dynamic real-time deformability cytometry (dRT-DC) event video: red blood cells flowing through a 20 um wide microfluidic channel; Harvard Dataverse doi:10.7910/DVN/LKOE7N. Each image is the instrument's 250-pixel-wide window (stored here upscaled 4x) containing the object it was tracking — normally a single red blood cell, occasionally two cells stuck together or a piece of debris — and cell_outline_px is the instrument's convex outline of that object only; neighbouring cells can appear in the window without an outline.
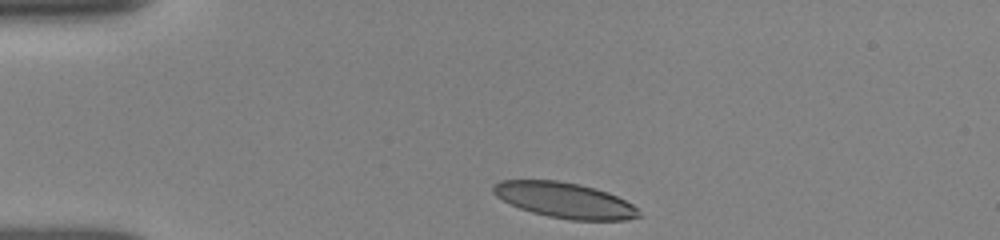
{"species": "human", "species_latin": "Homo sapiens", "temperature_condition": "room temperature", "stored_images_in_passage": 7, "camera_frame_rate_fps": 3000, "um_per_image_px": 0.085, "donor": {"sex": "female"}, "frame": {"image": 1, "passage_image": 1, "time_ms": 0.0, "image_size_px": [1000, 240], "cell_outline_px": [[640, 216], [628, 220], [568, 220], [548, 216], [532, 212], [520, 208], [496, 196], [492, 192], [492, 184], [500, 180], [556, 180], [580, 184], [596, 188], [608, 192], [632, 204], [636, 208]], "centroid_in_image_um": [47.98, 17.01], "position_along_channel_um": 37.0, "area_um2": 30.06}}
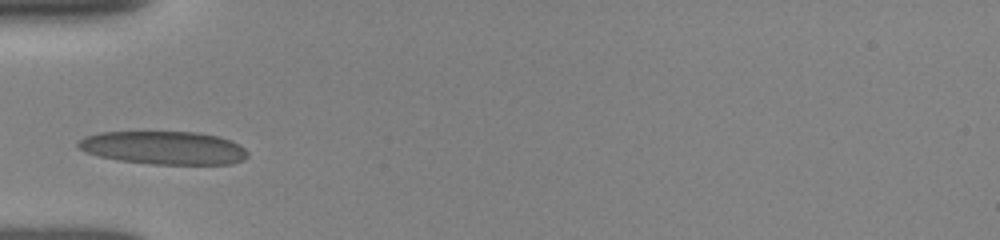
{"frame": {"image": 2, "passage_image": 5, "time_ms": 2.0, "image_size_px": [1000, 240], "cell_outline_px": [[248, 156], [244, 160], [232, 164], [152, 164], [120, 160], [100, 156], [84, 152], [76, 144], [84, 136], [100, 132], [196, 132], [216, 136], [240, 144], [248, 152]], "centroid_in_image_um": [13.93, 12.56], "position_along_channel_um": 71.1, "area_um2": 32.71}}
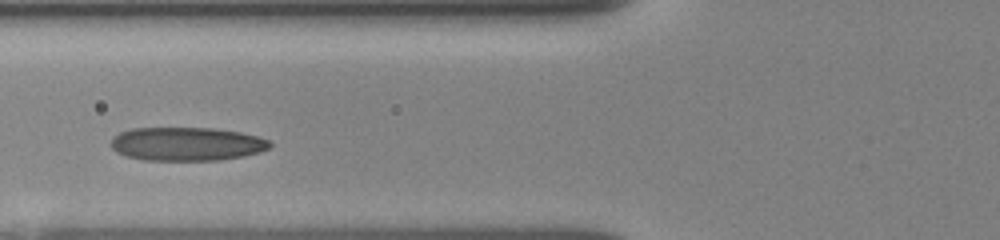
{"frame": {"image": 3, "passage_image": 6, "time_ms": 3.0, "image_size_px": [1000, 240], "cell_outline_px": [[272, 144], [268, 148], [260, 152], [244, 156], [220, 160], [144, 160], [124, 156], [116, 152], [112, 148], [112, 136], [120, 132], [132, 128], [216, 128], [240, 132], [256, 136], [268, 140]], "centroid_in_image_um": [15.85, 12.24], "position_along_channel_um": 110.0, "area_um2": 31.21}}